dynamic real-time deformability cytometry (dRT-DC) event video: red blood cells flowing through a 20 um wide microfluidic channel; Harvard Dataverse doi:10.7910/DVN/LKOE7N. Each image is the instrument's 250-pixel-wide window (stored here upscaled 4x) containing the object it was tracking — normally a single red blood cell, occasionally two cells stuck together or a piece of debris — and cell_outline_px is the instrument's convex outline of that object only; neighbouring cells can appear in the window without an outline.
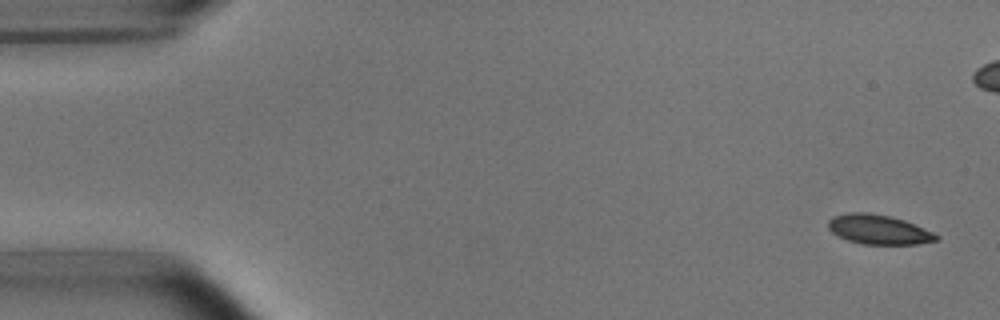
{"species": "common noctule bat (a hibernating species)", "species_latin": "Nyctalus noctula", "temperature_condition": "room temperature", "stored_images_in_passage": 7, "camera_frame_rate_fps": 3000, "um_per_image_px": 0.085, "animal": {"sex": "male", "body_mass_g": 15.6}, "frame": {"image": 1, "passage_image": 1, "time_ms": 0.0, "image_size_px": [1000, 320], "cell_outline_px": [[940, 240], [916, 244], [860, 244], [848, 240], [832, 232], [828, 228], [828, 220], [832, 216], [848, 212], [868, 212], [888, 216], [904, 220], [932, 232], [940, 236]], "centroid_in_image_um": [74.67, 19.51], "position_along_channel_um": 10.3, "area_um2": 18.55}}